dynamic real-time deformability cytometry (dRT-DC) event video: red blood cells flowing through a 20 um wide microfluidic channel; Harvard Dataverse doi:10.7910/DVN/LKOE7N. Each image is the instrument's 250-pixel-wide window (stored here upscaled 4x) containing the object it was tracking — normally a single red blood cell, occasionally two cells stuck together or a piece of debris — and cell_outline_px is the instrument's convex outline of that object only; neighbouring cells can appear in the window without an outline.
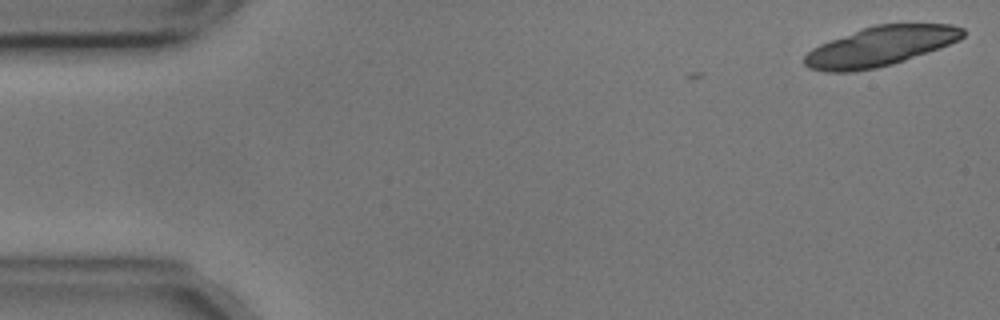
{"species": "common noctule bat (a hibernating species)", "species_latin": "Nyctalus noctula", "temperature_condition": "cold", "stored_images_in_passage": 3, "camera_frame_rate_fps": 3000, "um_per_image_px": 0.085, "animal": {"sex": "male", "body_mass_g": 17.9, "forearm_length_mm": 54.2}, "frame": {"image": 1, "passage_image": 1, "time_ms": 0.0, "image_size_px": [1000, 320], "cell_outline_px": [[964, 36], [960, 40], [940, 48], [892, 64], [876, 68], [852, 72], [824, 72], [808, 68], [804, 64], [804, 56], [812, 48], [820, 44], [864, 28], [876, 24], [952, 24], [964, 28]], "centroid_in_image_um": [74.83, 3.95], "position_along_channel_um": 10.2, "area_um2": 36.41}}